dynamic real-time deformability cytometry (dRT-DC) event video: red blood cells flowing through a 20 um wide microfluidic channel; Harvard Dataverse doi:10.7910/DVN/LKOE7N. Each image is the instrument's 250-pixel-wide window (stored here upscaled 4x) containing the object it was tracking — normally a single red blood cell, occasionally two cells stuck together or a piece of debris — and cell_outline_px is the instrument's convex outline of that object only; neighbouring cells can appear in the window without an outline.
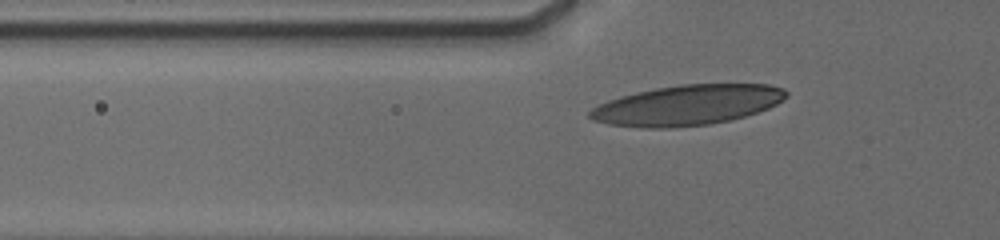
{"species": "human", "species_latin": "Homo sapiens", "temperature_condition": "cold", "stored_images_in_passage": 62, "camera_frame_rate_fps": 3000, "um_per_image_px": 0.085, "donor": {"sex": "male"}, "frame": {"image": 1, "passage_image": 2, "time_ms": 0.333, "image_size_px": [1000, 240], "cell_outline_px": [[788, 96], [776, 104], [768, 108], [744, 116], [728, 120], [708, 124], [664, 128], [648, 128], [608, 124], [592, 120], [588, 116], [588, 112], [592, 108], [608, 100], [620, 96], [636, 92], [656, 88], [680, 84], [768, 84], [784, 88], [788, 92]], "centroid_in_image_um": [58.41, 8.92], "position_along_channel_um": 67.4, "area_um2": 45.84}}
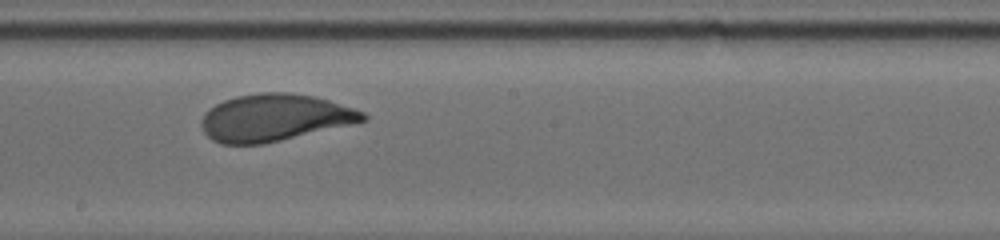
{"frame": {"image": 2, "passage_image": 35, "time_ms": 4.667, "image_size_px": [1000, 240], "cell_outline_px": [[368, 120], [352, 124], [264, 144], [220, 144], [212, 140], [204, 132], [200, 124], [200, 120], [204, 112], [216, 104], [224, 100], [236, 96], [260, 92], [288, 92], [312, 96], [328, 100], [364, 112], [368, 116]], "centroid_in_image_um": [23.3, 10.0], "position_along_channel_um": 224.9, "area_um2": 44.33}}
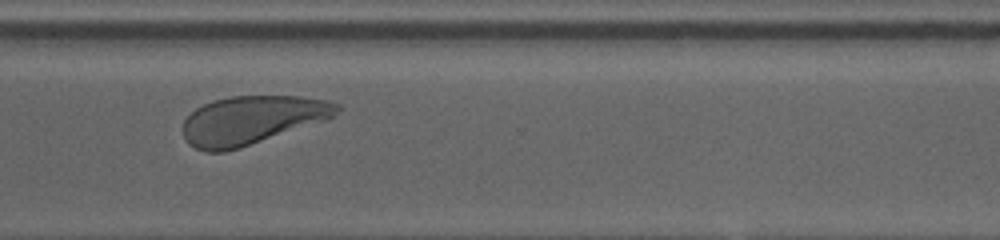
{"frame": {"image": 3, "passage_image": 61, "time_ms": 8.0, "image_size_px": [1000, 240], "cell_outline_px": [[340, 108], [328, 120], [240, 148], [224, 152], [204, 152], [188, 144], [184, 136], [184, 120], [196, 108], [212, 100], [232, 96], [300, 96], [328, 100], [340, 104]], "centroid_in_image_um": [21.42, 10.21], "position_along_channel_um": 349.2, "area_um2": 43.64}}